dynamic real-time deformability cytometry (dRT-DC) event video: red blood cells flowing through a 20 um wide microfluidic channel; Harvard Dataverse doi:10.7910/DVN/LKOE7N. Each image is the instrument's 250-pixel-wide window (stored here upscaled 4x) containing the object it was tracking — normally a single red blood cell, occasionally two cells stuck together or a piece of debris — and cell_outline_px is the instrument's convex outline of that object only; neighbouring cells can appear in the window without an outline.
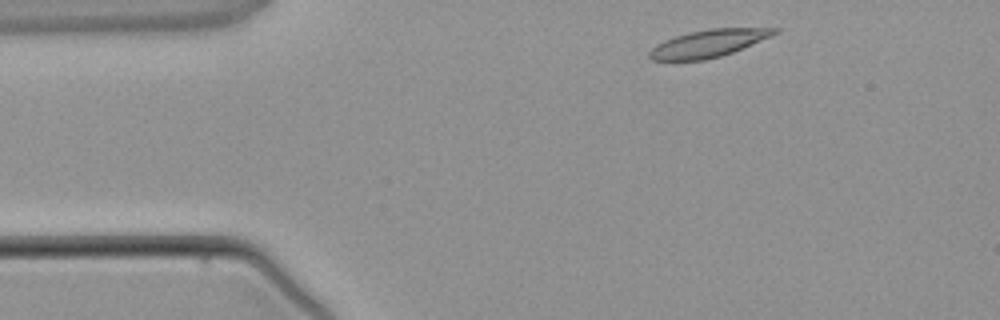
{"species": "common noctule bat (a hibernating species)", "species_latin": "Nyctalus noctula", "temperature_condition": "warm", "stored_images_in_passage": 3, "camera_frame_rate_fps": 3000, "um_per_image_px": 0.085, "animal": {"sex": "male", "body_mass_g": 21.5, "forearm_length_mm": 52.0}, "frame": {"image": 1, "passage_image": 1, "time_ms": 0.0, "image_size_px": [1000, 320], "cell_outline_px": [[780, 32], [772, 36], [732, 52], [720, 56], [704, 60], [652, 60], [648, 56], [648, 52], [656, 44], [664, 40], [688, 32], [708, 28], [780, 28]], "centroid_in_image_um": [60.22, 3.68], "position_along_channel_um": 24.8, "area_um2": 19.94}}
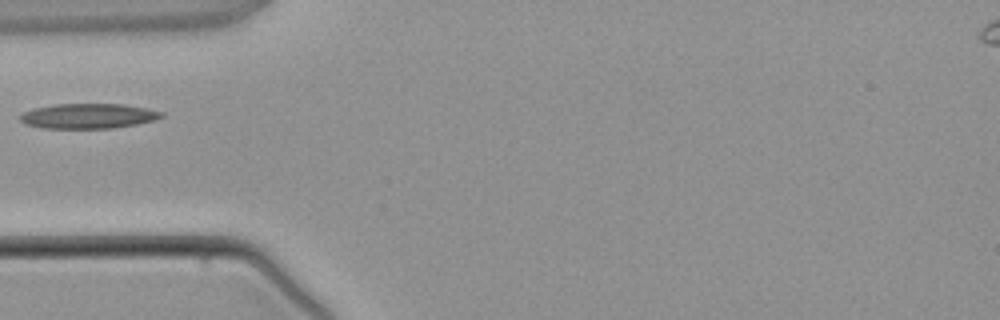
{"frame": {"image": 2, "passage_image": 3, "time_ms": 2.333, "image_size_px": [1000, 320], "cell_outline_px": [[164, 116], [152, 120], [136, 124], [112, 128], [40, 128], [24, 124], [16, 116], [20, 112], [36, 108], [56, 104], [124, 104], [164, 112]], "centroid_in_image_um": [7.42, 9.86], "position_along_channel_um": 77.6, "area_um2": 20.63}}